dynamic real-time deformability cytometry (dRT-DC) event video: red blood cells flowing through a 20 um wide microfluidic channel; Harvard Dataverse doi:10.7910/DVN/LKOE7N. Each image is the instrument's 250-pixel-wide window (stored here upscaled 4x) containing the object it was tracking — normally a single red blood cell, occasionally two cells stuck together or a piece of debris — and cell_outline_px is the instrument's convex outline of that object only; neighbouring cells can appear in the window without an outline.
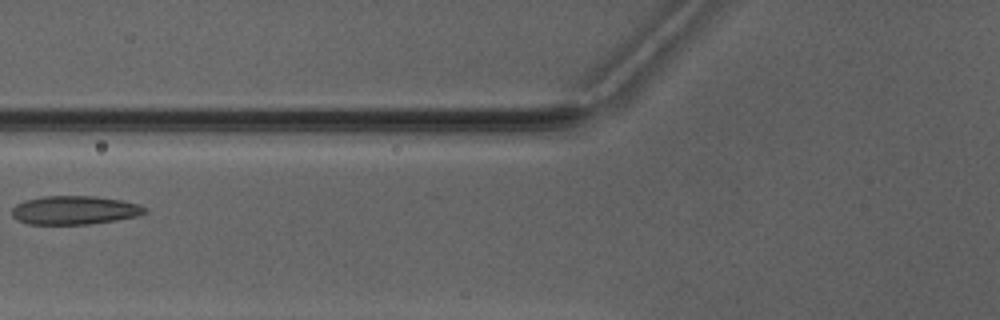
{"species": "Egyptian fruit bat (a non-hibernating species)", "species_latin": "Rousettus aegyptiacus", "temperature_condition": "warm", "stored_images_in_passage": 3, "camera_frame_rate_fps": 3000, "um_per_image_px": 0.085, "animal": {"sex": "male"}, "frame": {"image": 1, "passage_image": 3, "time_ms": 2.333, "image_size_px": [1000, 320], "cell_outline_px": [[148, 212], [136, 216], [116, 220], [88, 224], [28, 224], [16, 220], [12, 216], [12, 208], [16, 204], [24, 200], [40, 196], [96, 196], [124, 200], [140, 204], [148, 208]], "centroid_in_image_um": [6.35, 17.85], "position_along_channel_um": 119.5, "area_um2": 22.48}}